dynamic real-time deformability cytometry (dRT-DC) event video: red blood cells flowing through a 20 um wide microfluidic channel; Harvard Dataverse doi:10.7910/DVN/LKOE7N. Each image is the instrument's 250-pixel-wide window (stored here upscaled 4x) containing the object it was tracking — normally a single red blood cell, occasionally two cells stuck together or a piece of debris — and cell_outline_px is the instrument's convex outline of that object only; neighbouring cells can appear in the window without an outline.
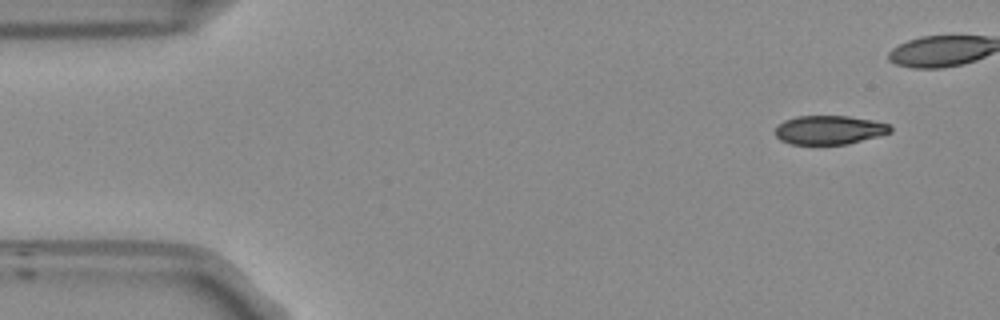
{"species": "Egyptian fruit bat (a non-hibernating species)", "species_latin": "Rousettus aegyptiacus", "temperature_condition": "room temperature", "stored_images_in_passage": 39, "camera_frame_rate_fps": 3000, "um_per_image_px": 0.085, "frame": {"image": 1, "passage_image": 1, "time_ms": 0.0, "image_size_px": [1000, 320], "cell_outline_px": [[892, 132], [848, 144], [792, 144], [780, 140], [776, 136], [776, 124], [784, 120], [796, 116], [848, 116], [872, 120], [888, 124], [892, 128]], "centroid_in_image_um": [70.47, 11.04], "position_along_channel_um": 14.5, "area_um2": 19.36}}
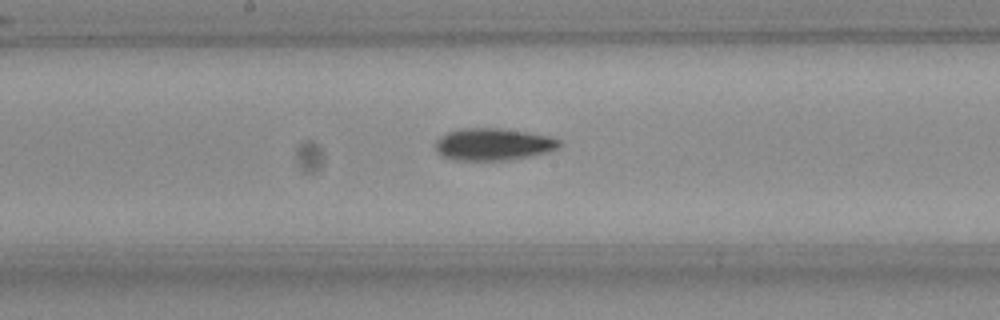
{"frame": {"image": 2, "passage_image": 24, "time_ms": 7.667, "image_size_px": [1000, 320], "cell_outline_px": [[560, 144], [556, 148], [532, 156], [508, 160], [452, 160], [436, 152], [436, 140], [440, 136], [448, 132], [460, 128], [500, 128], [528, 132], [548, 136], [560, 140]], "centroid_in_image_um": [41.88, 12.26], "position_along_channel_um": 206.3, "area_um2": 23.12}}
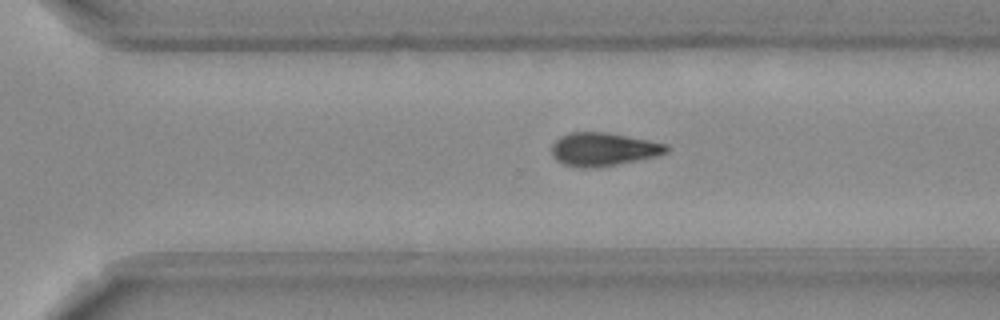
{"frame": {"image": 3, "passage_image": 33, "time_ms": 10.667, "image_size_px": [1000, 320], "cell_outline_px": [[668, 152], [656, 156], [616, 164], [588, 168], [580, 168], [564, 164], [556, 160], [552, 156], [552, 144], [560, 136], [572, 132], [608, 132], [668, 144]], "centroid_in_image_um": [51.26, 12.68], "position_along_channel_um": 319.3, "area_um2": 22.14}}